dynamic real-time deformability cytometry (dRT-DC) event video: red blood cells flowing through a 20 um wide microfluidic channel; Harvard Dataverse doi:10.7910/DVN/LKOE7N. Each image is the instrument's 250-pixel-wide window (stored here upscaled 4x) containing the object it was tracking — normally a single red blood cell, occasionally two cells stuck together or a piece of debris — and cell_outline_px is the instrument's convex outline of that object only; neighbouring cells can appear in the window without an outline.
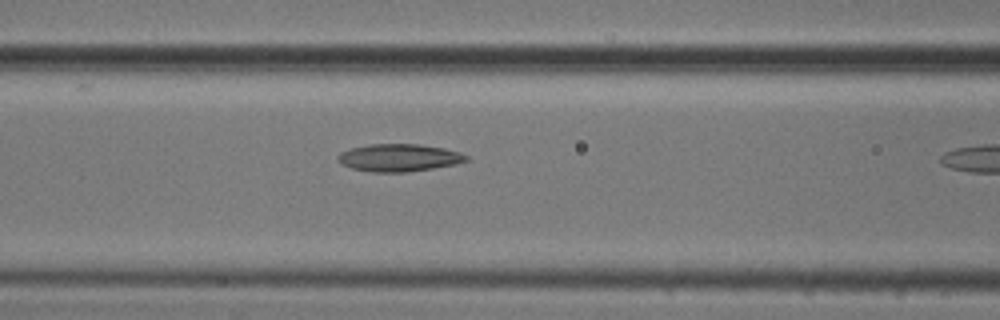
{"species": "common noctule bat (a hibernating species)", "species_latin": "Nyctalus noctula", "temperature_condition": "cold", "stored_images_in_passage": 11, "camera_frame_rate_fps": 3000, "um_per_image_px": 0.085, "animal": {"sex": "male", "body_mass_g": 20.5, "forearm_length_mm": 52.5}, "frame": {"image": 1, "passage_image": 10, "time_ms": 3.0, "image_size_px": [1000, 320], "cell_outline_px": [[468, 160], [456, 164], [408, 172], [372, 172], [352, 168], [340, 164], [336, 160], [336, 156], [340, 152], [352, 148], [368, 144], [420, 144], [444, 148], [460, 152], [468, 156]], "centroid_in_image_um": [33.89, 13.4], "position_along_channel_um": 132.7, "area_um2": 20.69}}